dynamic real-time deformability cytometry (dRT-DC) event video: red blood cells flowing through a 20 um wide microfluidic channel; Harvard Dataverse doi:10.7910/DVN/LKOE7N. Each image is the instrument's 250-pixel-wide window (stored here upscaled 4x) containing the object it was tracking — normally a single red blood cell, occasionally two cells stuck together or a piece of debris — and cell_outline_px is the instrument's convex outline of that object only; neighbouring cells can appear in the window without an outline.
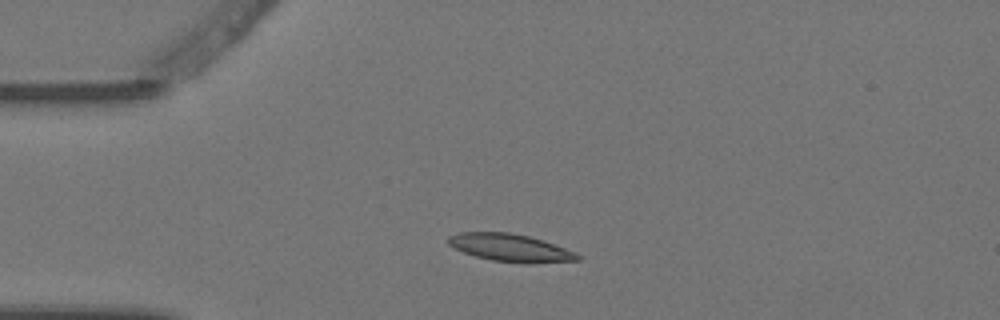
{"species": "Egyptian fruit bat (a non-hibernating species)", "species_latin": "Rousettus aegyptiacus", "temperature_condition": "warm", "stored_images_in_passage": 4, "camera_frame_rate_fps": 3000, "um_per_image_px": 0.085, "animal": {"sex": "female"}, "frame": {"image": 1, "passage_image": 3, "time_ms": 0.667, "image_size_px": [1000, 320], "cell_outline_px": [[580, 260], [532, 264], [524, 264], [492, 260], [476, 256], [464, 252], [448, 244], [448, 236], [460, 232], [508, 232], [528, 236], [576, 252], [580, 256]], "centroid_in_image_um": [43.39, 21.07], "position_along_channel_um": 41.6, "area_um2": 20.69}}